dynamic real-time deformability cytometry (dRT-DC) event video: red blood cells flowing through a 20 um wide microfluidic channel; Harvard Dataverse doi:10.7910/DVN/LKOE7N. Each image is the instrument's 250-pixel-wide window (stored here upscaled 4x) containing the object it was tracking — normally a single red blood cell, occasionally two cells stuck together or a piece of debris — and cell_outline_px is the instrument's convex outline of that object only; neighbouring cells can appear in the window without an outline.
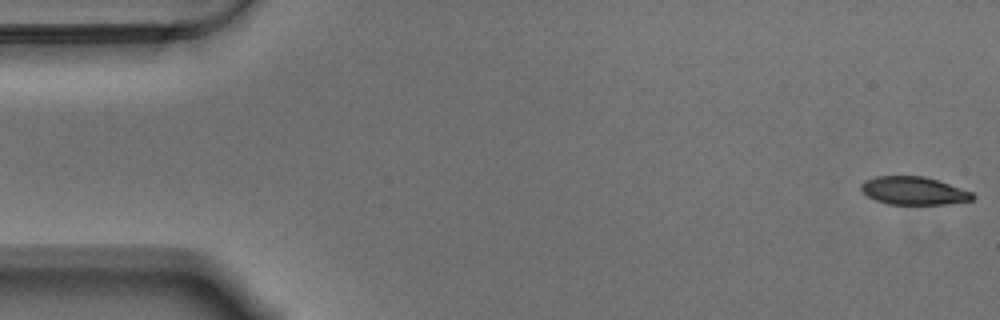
{"species": "Egyptian fruit bat (a non-hibernating species)", "species_latin": "Rousettus aegyptiacus", "temperature_condition": "warm", "stored_images_in_passage": 6, "camera_frame_rate_fps": 3000, "um_per_image_px": 0.085, "animal": {"sex": "male"}, "frame": {"image": 1, "passage_image": 1, "time_ms": 0.0, "image_size_px": [1000, 320], "cell_outline_px": [[976, 196], [972, 200], [944, 204], [888, 204], [876, 200], [868, 196], [860, 188], [860, 184], [864, 180], [876, 176], [924, 176], [972, 192]], "centroid_in_image_um": [77.64, 16.21], "position_along_channel_um": 7.4, "area_um2": 18.03}}